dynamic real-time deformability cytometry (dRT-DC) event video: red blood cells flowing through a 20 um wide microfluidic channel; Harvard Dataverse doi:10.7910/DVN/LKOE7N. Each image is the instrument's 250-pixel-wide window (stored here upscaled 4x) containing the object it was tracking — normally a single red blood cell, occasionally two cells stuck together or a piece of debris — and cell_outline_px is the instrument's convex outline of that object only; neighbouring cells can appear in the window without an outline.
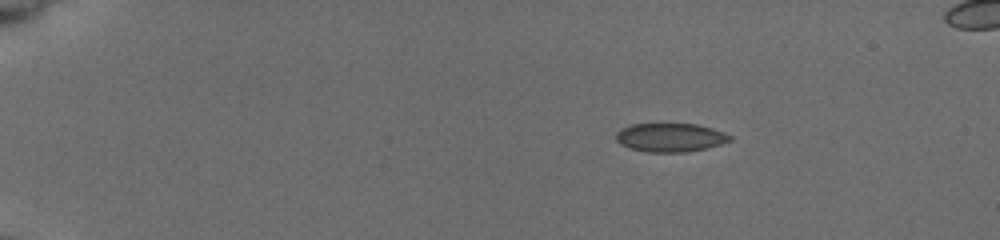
{"species": "common noctule bat (a hibernating species)", "species_latin": "Nyctalus noctula", "temperature_condition": "cold", "stored_images_in_passage": 46, "camera_frame_rate_fps": 3000, "um_per_image_px": 0.085, "animal": {"sex": "female", "body_mass_g": 19.5, "forearm_length_mm": 54.1}, "frame": {"image": 1, "passage_image": 1, "time_ms": 0.0, "image_size_px": [1000, 240], "cell_outline_px": [[732, 140], [720, 144], [688, 152], [648, 152], [628, 148], [620, 144], [616, 140], [616, 132], [620, 128], [632, 124], [696, 124], [712, 128], [724, 132], [732, 136]], "centroid_in_image_um": [56.95, 11.68], "position_along_channel_um": 28.1, "area_um2": 19.07}}
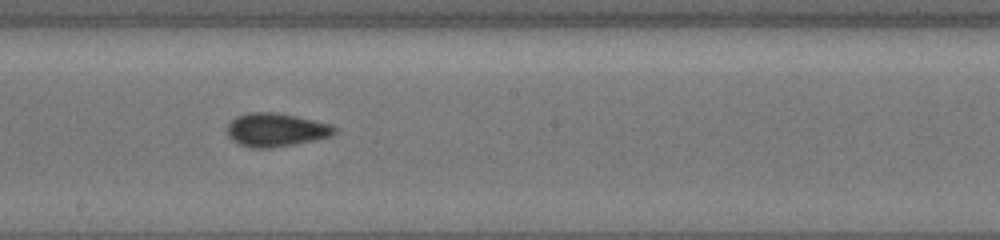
{"frame": {"image": 2, "passage_image": 24, "time_ms": 7.667, "image_size_px": [1000, 240], "cell_outline_px": [[336, 132], [328, 136], [316, 140], [272, 148], [248, 148], [236, 144], [228, 136], [228, 124], [236, 116], [248, 112], [276, 112], [296, 116], [328, 124], [336, 128]], "centroid_in_image_um": [23.39, 11.05], "position_along_channel_um": 224.8, "area_um2": 20.92}}
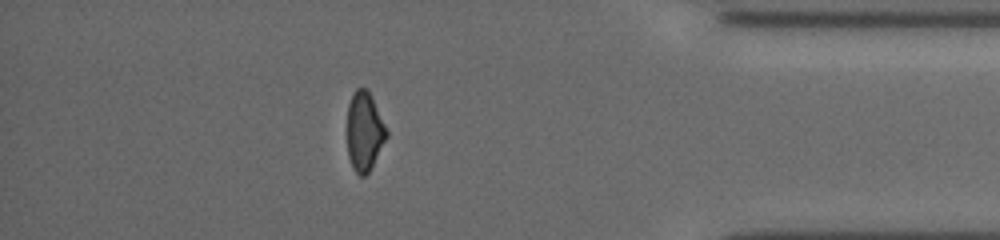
{"frame": {"image": 3, "passage_image": 40, "time_ms": 13.0, "image_size_px": [1000, 240], "cell_outline_px": [[388, 136], [368, 172], [364, 176], [360, 176], [352, 168], [348, 156], [348, 104], [352, 92], [356, 88], [368, 88], [372, 96], [388, 132]], "centroid_in_image_um": [30.97, 11.13], "position_along_channel_um": 404.2, "area_um2": 18.09}, "authors_computed_cell_mechanics": {"area_um2": 19.6231, "velocity_mm_per_s": 3.8707, "shape_relaxation_time_tau1_ms": 3.9794, "shape_relaxation_time_tau2_ms": 1.8068, "deformation_change_tau1": 0.1038, "deformation_change_tau2": 0.043}}